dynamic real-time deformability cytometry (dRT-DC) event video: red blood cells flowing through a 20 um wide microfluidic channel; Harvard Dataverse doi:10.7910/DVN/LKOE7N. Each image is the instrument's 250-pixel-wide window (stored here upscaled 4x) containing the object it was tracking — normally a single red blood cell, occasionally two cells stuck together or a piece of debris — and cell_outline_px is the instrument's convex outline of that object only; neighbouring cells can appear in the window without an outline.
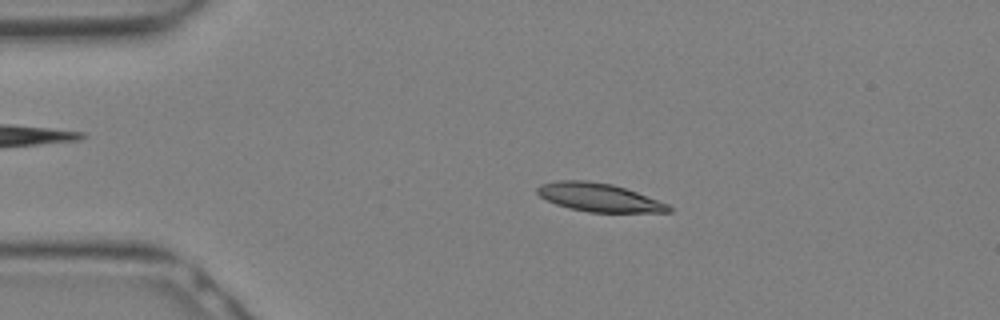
{"species": "Egyptian fruit bat (a non-hibernating species)", "species_latin": "Rousettus aegyptiacus", "temperature_condition": "warm", "stored_images_in_passage": 16, "camera_frame_rate_fps": 3000, "um_per_image_px": 0.085, "animal": {"sex": "female"}, "frame": {"image": 1, "passage_image": 6, "time_ms": 1.667, "image_size_px": [1000, 320], "cell_outline_px": [[672, 212], [588, 212], [568, 208], [556, 204], [540, 196], [536, 192], [536, 188], [540, 184], [556, 180], [584, 180], [612, 184], [636, 192], [668, 204], [672, 208]], "centroid_in_image_um": [50.88, 16.78], "position_along_channel_um": 34.1, "area_um2": 21.62}}
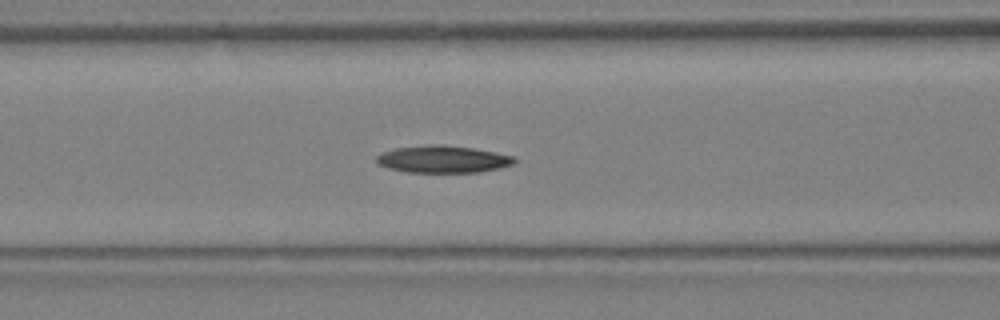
{"frame": {"image": 2, "passage_image": 12, "time_ms": 3.667, "image_size_px": [1000, 320], "cell_outline_px": [[516, 164], [500, 168], [476, 172], [408, 172], [388, 168], [376, 164], [376, 156], [380, 152], [396, 148], [428, 144], [440, 144], [472, 148], [496, 152], [516, 156]], "centroid_in_image_um": [37.65, 13.53], "position_along_channel_um": 129.0, "area_um2": 22.08}}
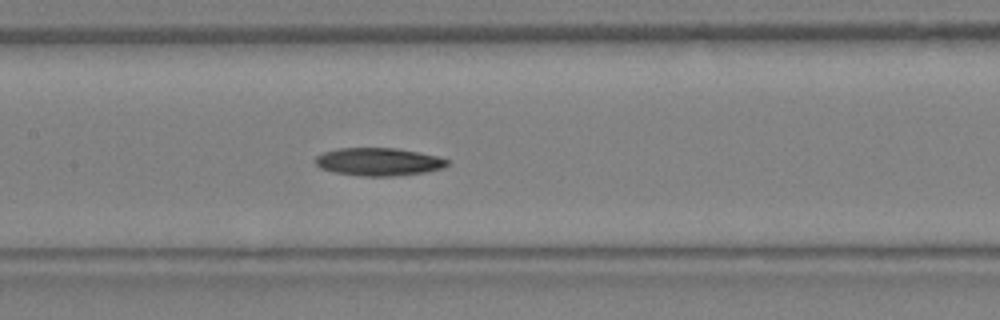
{"frame": {"image": 3, "passage_image": 14, "time_ms": 4.333, "image_size_px": [1000, 320], "cell_outline_px": [[448, 164], [444, 168], [428, 172], [392, 176], [364, 176], [336, 172], [320, 168], [316, 164], [316, 156], [324, 152], [336, 148], [396, 148], [436, 156], [448, 160]], "centroid_in_image_um": [32.19, 13.75], "position_along_channel_um": 175.2, "area_um2": 21.27}}